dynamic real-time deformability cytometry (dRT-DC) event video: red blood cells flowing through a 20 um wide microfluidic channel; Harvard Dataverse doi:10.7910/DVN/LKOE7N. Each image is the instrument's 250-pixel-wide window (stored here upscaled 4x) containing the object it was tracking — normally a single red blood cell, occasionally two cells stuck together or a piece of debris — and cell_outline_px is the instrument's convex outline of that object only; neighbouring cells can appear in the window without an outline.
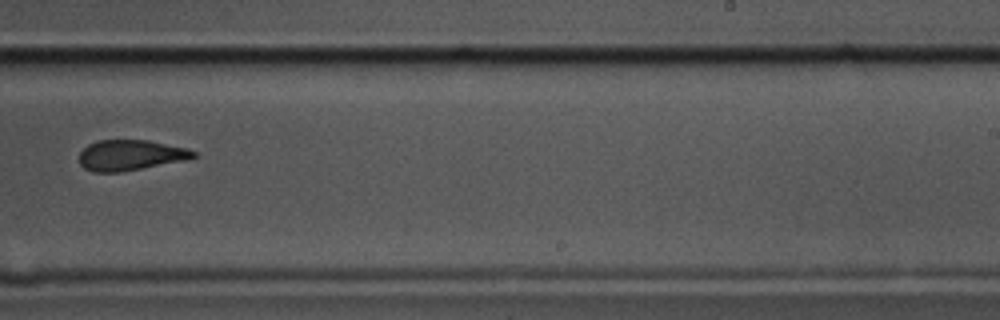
{"species": "common noctule bat (a hibernating species)", "species_latin": "Nyctalus noctula", "temperature_condition": "cold", "stored_images_in_passage": 13, "camera_frame_rate_fps": 3000, "um_per_image_px": 0.085, "animal": {"sex": "male", "body_mass_g": 17.5, "forearm_length_mm": 52.3}, "frame": {"image": 1, "passage_image": 8, "time_ms": 2.333, "image_size_px": [1000, 320], "cell_outline_px": [[196, 156], [184, 160], [120, 172], [92, 172], [84, 168], [80, 164], [80, 152], [88, 144], [96, 140], [148, 140], [188, 148], [196, 152]], "centroid_in_image_um": [11.06, 13.18], "position_along_channel_um": 277.9, "area_um2": 20.23}}
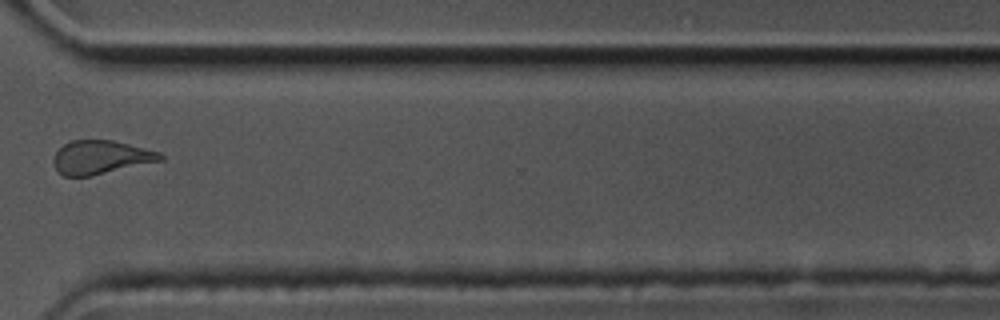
{"frame": {"image": 2, "passage_image": 10, "time_ms": 3.0, "image_size_px": [1000, 320], "cell_outline_px": [[164, 160], [92, 176], [64, 176], [56, 172], [52, 160], [56, 152], [64, 144], [72, 140], [112, 140], [160, 152], [164, 156]], "centroid_in_image_um": [8.55, 13.38], "position_along_channel_um": 362.1, "area_um2": 21.04}}